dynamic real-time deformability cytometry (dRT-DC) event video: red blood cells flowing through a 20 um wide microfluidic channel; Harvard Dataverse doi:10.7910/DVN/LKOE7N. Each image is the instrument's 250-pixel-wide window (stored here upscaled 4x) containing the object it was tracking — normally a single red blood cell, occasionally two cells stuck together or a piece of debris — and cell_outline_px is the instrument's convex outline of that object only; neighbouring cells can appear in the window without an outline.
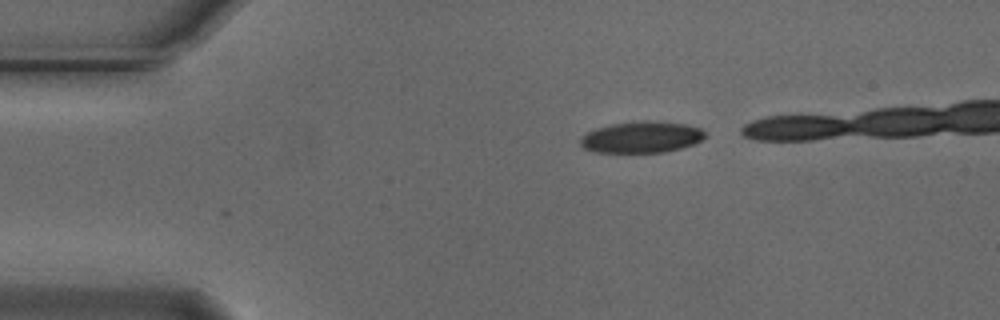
{"species": "Egyptian fruit bat (a non-hibernating species)", "species_latin": "Rousettus aegyptiacus", "temperature_condition": "cold", "stored_images_in_passage": 2, "camera_frame_rate_fps": 3000, "um_per_image_px": 0.085, "animal": {"sex": "male"}, "frame": {"image": 1, "passage_image": 1, "time_ms": 0.0, "image_size_px": [1000, 320], "cell_outline_px": [[708, 136], [696, 144], [664, 152], [592, 152], [584, 148], [580, 144], [580, 136], [596, 128], [612, 124], [644, 120], [648, 120], [684, 124], [700, 128], [708, 132]], "centroid_in_image_um": [54.56, 11.66], "position_along_channel_um": 30.4, "area_um2": 23.0}}